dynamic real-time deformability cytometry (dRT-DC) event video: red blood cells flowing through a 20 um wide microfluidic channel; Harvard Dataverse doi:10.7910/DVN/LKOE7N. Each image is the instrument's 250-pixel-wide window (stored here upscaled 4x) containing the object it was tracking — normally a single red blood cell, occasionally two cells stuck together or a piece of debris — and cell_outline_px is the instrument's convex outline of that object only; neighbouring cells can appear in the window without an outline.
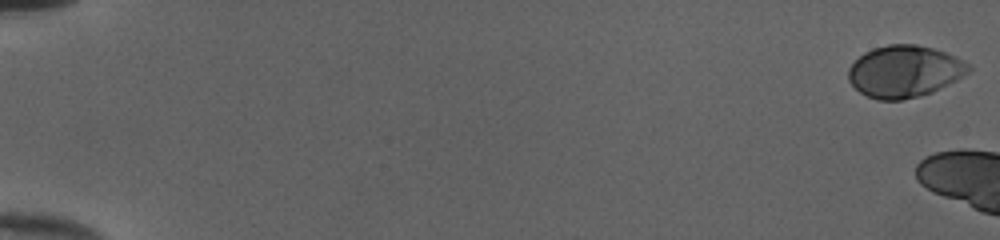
{"species": "human", "species_latin": "Homo sapiens", "temperature_condition": "cold", "stored_images_in_passage": 7, "camera_frame_rate_fps": 3000, "um_per_image_px": 0.085, "donor": {"sex": "female"}, "frame": {"image": 1, "passage_image": 1, "time_ms": 0.0, "image_size_px": [1000, 240], "cell_outline_px": [[972, 68], [968, 72], [956, 80], [932, 92], [920, 96], [900, 100], [876, 100], [860, 92], [848, 80], [848, 68], [864, 52], [872, 48], [888, 44], [916, 44], [932, 48], [956, 56], [968, 64]], "centroid_in_image_um": [76.86, 6.06], "position_along_channel_um": 8.1, "area_um2": 36.24}}